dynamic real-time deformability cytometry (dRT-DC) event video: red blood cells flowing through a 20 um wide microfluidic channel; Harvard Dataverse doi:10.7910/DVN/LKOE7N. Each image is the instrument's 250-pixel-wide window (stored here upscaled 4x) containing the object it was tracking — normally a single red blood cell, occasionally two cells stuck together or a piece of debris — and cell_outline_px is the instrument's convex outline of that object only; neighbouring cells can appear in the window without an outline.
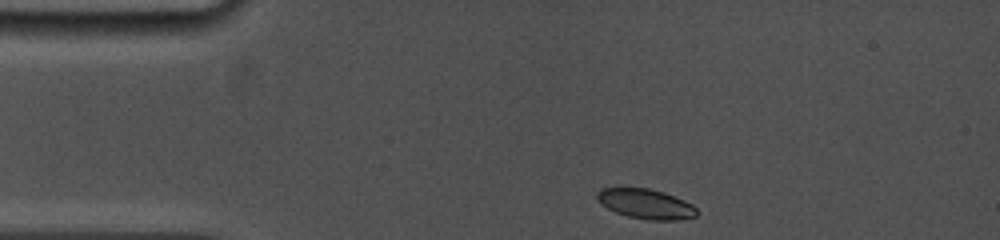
{"species": "common noctule bat (a hibernating species)", "species_latin": "Nyctalus noctula", "temperature_condition": "cold", "stored_images_in_passage": 26, "camera_frame_rate_fps": 5000, "um_per_image_px": 0.085, "animal": {"sex": "female", "body_mass_g": 19.0, "forearm_length_mm": 53.3}, "frame": {"image": 1, "passage_image": 1, "time_ms": 0.0, "image_size_px": [1000, 240], "cell_outline_px": [[696, 216], [680, 220], [648, 220], [628, 216], [616, 212], [600, 204], [596, 200], [596, 192], [600, 188], [648, 188], [664, 192], [684, 200], [692, 204], [696, 208]], "centroid_in_image_um": [54.87, 17.33], "position_along_channel_um": 30.1, "area_um2": 17.4}}
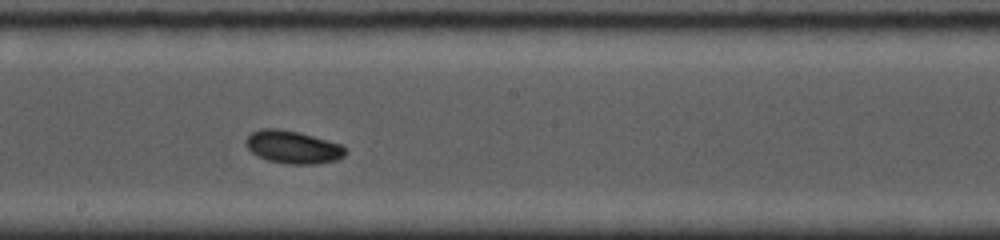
{"frame": {"image": 2, "passage_image": 14, "time_ms": 6.2, "image_size_px": [1000, 240], "cell_outline_px": [[348, 152], [344, 156], [336, 160], [316, 164], [288, 164], [268, 160], [256, 156], [244, 144], [244, 140], [252, 132], [260, 128], [276, 128], [300, 132], [340, 144]], "centroid_in_image_um": [24.86, 12.5], "position_along_channel_um": 223.3, "area_um2": 19.13}}
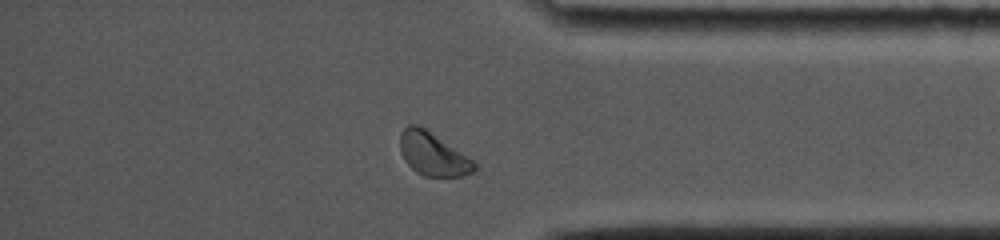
{"frame": {"image": 3, "passage_image": 24, "time_ms": 10.8, "image_size_px": [1000, 240], "cell_outline_px": [[480, 168], [476, 172], [460, 176], [424, 176], [416, 172], [404, 160], [400, 152], [400, 132], [408, 124], [416, 124], [424, 128], [472, 160]], "centroid_in_image_um": [36.78, 13.11], "position_along_channel_um": 398.4, "area_um2": 18.5}, "authors_computed_cell_mechanics": {"area_um2": 18.4093, "velocity_mm_per_s": 3.8678, "shape_relaxation_time_tau1_ms": 2.7115, "shape_relaxation_time_tau2_ms": null, "deformation_change_tau1": 0.0838, "deformation_change_tau2": null}}